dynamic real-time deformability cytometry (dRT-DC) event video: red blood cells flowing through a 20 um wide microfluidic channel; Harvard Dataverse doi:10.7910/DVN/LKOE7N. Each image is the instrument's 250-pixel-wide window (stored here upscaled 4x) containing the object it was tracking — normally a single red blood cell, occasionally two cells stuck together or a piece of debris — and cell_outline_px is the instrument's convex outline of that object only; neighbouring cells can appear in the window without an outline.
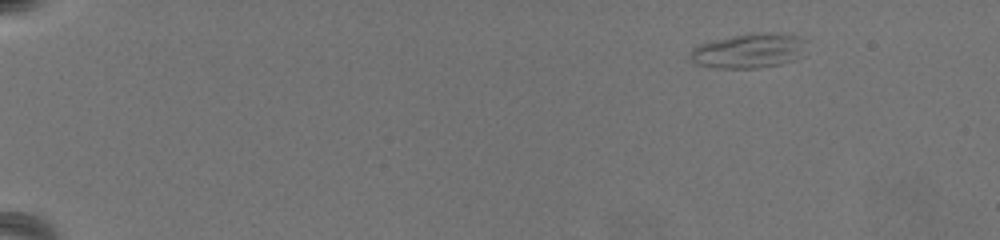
{"species": "common noctule bat (a hibernating species)", "species_latin": "Nyctalus noctula", "temperature_condition": "warm", "stored_images_in_passage": 21, "camera_frame_rate_fps": 3000, "um_per_image_px": 0.085, "animal": {"sex": "female", "body_mass_g": 19.5, "forearm_length_mm": 54.1}, "frame": {"image": 1, "passage_image": 1, "time_ms": 0.0, "image_size_px": [1000, 240], "cell_outline_px": [[808, 40], [804, 56], [796, 60], [780, 64], [756, 68], [716, 68], [696, 64], [688, 60], [688, 56], [692, 48], [700, 44], [712, 40], [748, 32], [772, 32], [796, 36]], "centroid_in_image_um": [63.68, 4.31], "position_along_channel_um": 21.3, "area_um2": 24.22}}
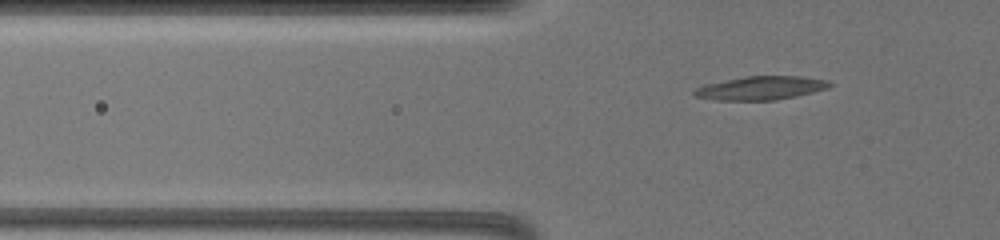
{"frame": {"image": 2, "passage_image": 18, "time_ms": 5.667, "image_size_px": [1000, 240], "cell_outline_px": [[832, 84], [828, 88], [796, 96], [776, 100], [716, 100], [692, 96], [692, 92], [696, 88], [704, 84], [744, 76], [800, 76], [828, 80]], "centroid_in_image_um": [64.63, 7.48], "position_along_channel_um": 61.2, "area_um2": 18.67}}